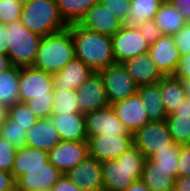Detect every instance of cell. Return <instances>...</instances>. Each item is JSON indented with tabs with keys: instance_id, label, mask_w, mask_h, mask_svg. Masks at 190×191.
Listing matches in <instances>:
<instances>
[{
	"instance_id": "cell-4",
	"label": "cell",
	"mask_w": 190,
	"mask_h": 191,
	"mask_svg": "<svg viewBox=\"0 0 190 191\" xmlns=\"http://www.w3.org/2000/svg\"><path fill=\"white\" fill-rule=\"evenodd\" d=\"M75 57V46L70 30L42 37L33 67L55 74Z\"/></svg>"
},
{
	"instance_id": "cell-28",
	"label": "cell",
	"mask_w": 190,
	"mask_h": 191,
	"mask_svg": "<svg viewBox=\"0 0 190 191\" xmlns=\"http://www.w3.org/2000/svg\"><path fill=\"white\" fill-rule=\"evenodd\" d=\"M19 78V66L11 65L0 73V105L9 108L20 101Z\"/></svg>"
},
{
	"instance_id": "cell-26",
	"label": "cell",
	"mask_w": 190,
	"mask_h": 191,
	"mask_svg": "<svg viewBox=\"0 0 190 191\" xmlns=\"http://www.w3.org/2000/svg\"><path fill=\"white\" fill-rule=\"evenodd\" d=\"M164 0H131L129 15L123 26L131 30H139L147 20H153Z\"/></svg>"
},
{
	"instance_id": "cell-35",
	"label": "cell",
	"mask_w": 190,
	"mask_h": 191,
	"mask_svg": "<svg viewBox=\"0 0 190 191\" xmlns=\"http://www.w3.org/2000/svg\"><path fill=\"white\" fill-rule=\"evenodd\" d=\"M180 151L181 145L173 142L169 145V149H163L155 152L150 159L158 162L159 167H165L166 169H178Z\"/></svg>"
},
{
	"instance_id": "cell-22",
	"label": "cell",
	"mask_w": 190,
	"mask_h": 191,
	"mask_svg": "<svg viewBox=\"0 0 190 191\" xmlns=\"http://www.w3.org/2000/svg\"><path fill=\"white\" fill-rule=\"evenodd\" d=\"M59 137L63 141H87L85 116L74 112L50 117Z\"/></svg>"
},
{
	"instance_id": "cell-34",
	"label": "cell",
	"mask_w": 190,
	"mask_h": 191,
	"mask_svg": "<svg viewBox=\"0 0 190 191\" xmlns=\"http://www.w3.org/2000/svg\"><path fill=\"white\" fill-rule=\"evenodd\" d=\"M8 117L17 122V125L29 130L39 119L35 113L27 107L25 102H17L8 108Z\"/></svg>"
},
{
	"instance_id": "cell-7",
	"label": "cell",
	"mask_w": 190,
	"mask_h": 191,
	"mask_svg": "<svg viewBox=\"0 0 190 191\" xmlns=\"http://www.w3.org/2000/svg\"><path fill=\"white\" fill-rule=\"evenodd\" d=\"M109 105L137 93L138 86L122 63H114L99 71Z\"/></svg>"
},
{
	"instance_id": "cell-17",
	"label": "cell",
	"mask_w": 190,
	"mask_h": 191,
	"mask_svg": "<svg viewBox=\"0 0 190 191\" xmlns=\"http://www.w3.org/2000/svg\"><path fill=\"white\" fill-rule=\"evenodd\" d=\"M63 176L49 161L43 168L26 171V174L16 180V191H39L52 189L57 181Z\"/></svg>"
},
{
	"instance_id": "cell-47",
	"label": "cell",
	"mask_w": 190,
	"mask_h": 191,
	"mask_svg": "<svg viewBox=\"0 0 190 191\" xmlns=\"http://www.w3.org/2000/svg\"><path fill=\"white\" fill-rule=\"evenodd\" d=\"M174 191H190V176L177 177Z\"/></svg>"
},
{
	"instance_id": "cell-2",
	"label": "cell",
	"mask_w": 190,
	"mask_h": 191,
	"mask_svg": "<svg viewBox=\"0 0 190 191\" xmlns=\"http://www.w3.org/2000/svg\"><path fill=\"white\" fill-rule=\"evenodd\" d=\"M68 29L73 38L75 57L86 63L94 72L116 63L111 36L90 31L79 23L68 25Z\"/></svg>"
},
{
	"instance_id": "cell-15",
	"label": "cell",
	"mask_w": 190,
	"mask_h": 191,
	"mask_svg": "<svg viewBox=\"0 0 190 191\" xmlns=\"http://www.w3.org/2000/svg\"><path fill=\"white\" fill-rule=\"evenodd\" d=\"M148 53L164 77L174 74L180 54L174 44L173 35H162L153 44H150Z\"/></svg>"
},
{
	"instance_id": "cell-8",
	"label": "cell",
	"mask_w": 190,
	"mask_h": 191,
	"mask_svg": "<svg viewBox=\"0 0 190 191\" xmlns=\"http://www.w3.org/2000/svg\"><path fill=\"white\" fill-rule=\"evenodd\" d=\"M134 145L149 159L155 152L169 149L174 141L165 121H150L133 134Z\"/></svg>"
},
{
	"instance_id": "cell-51",
	"label": "cell",
	"mask_w": 190,
	"mask_h": 191,
	"mask_svg": "<svg viewBox=\"0 0 190 191\" xmlns=\"http://www.w3.org/2000/svg\"><path fill=\"white\" fill-rule=\"evenodd\" d=\"M8 119V108L0 105V125Z\"/></svg>"
},
{
	"instance_id": "cell-18",
	"label": "cell",
	"mask_w": 190,
	"mask_h": 191,
	"mask_svg": "<svg viewBox=\"0 0 190 191\" xmlns=\"http://www.w3.org/2000/svg\"><path fill=\"white\" fill-rule=\"evenodd\" d=\"M79 24L90 31L111 37L123 26V23L115 17L114 13L100 2L89 9Z\"/></svg>"
},
{
	"instance_id": "cell-38",
	"label": "cell",
	"mask_w": 190,
	"mask_h": 191,
	"mask_svg": "<svg viewBox=\"0 0 190 191\" xmlns=\"http://www.w3.org/2000/svg\"><path fill=\"white\" fill-rule=\"evenodd\" d=\"M99 2L114 13L115 17L122 23L129 15L131 0H99Z\"/></svg>"
},
{
	"instance_id": "cell-16",
	"label": "cell",
	"mask_w": 190,
	"mask_h": 191,
	"mask_svg": "<svg viewBox=\"0 0 190 191\" xmlns=\"http://www.w3.org/2000/svg\"><path fill=\"white\" fill-rule=\"evenodd\" d=\"M111 106L115 110L117 117L132 134L150 122L144 103L138 93Z\"/></svg>"
},
{
	"instance_id": "cell-24",
	"label": "cell",
	"mask_w": 190,
	"mask_h": 191,
	"mask_svg": "<svg viewBox=\"0 0 190 191\" xmlns=\"http://www.w3.org/2000/svg\"><path fill=\"white\" fill-rule=\"evenodd\" d=\"M48 161L47 151L24 146L16 152L11 173L16 181L20 176L26 174V171L45 167Z\"/></svg>"
},
{
	"instance_id": "cell-29",
	"label": "cell",
	"mask_w": 190,
	"mask_h": 191,
	"mask_svg": "<svg viewBox=\"0 0 190 191\" xmlns=\"http://www.w3.org/2000/svg\"><path fill=\"white\" fill-rule=\"evenodd\" d=\"M160 91L167 115L172 114L179 104L186 99L182 81L173 76L164 77L160 81Z\"/></svg>"
},
{
	"instance_id": "cell-32",
	"label": "cell",
	"mask_w": 190,
	"mask_h": 191,
	"mask_svg": "<svg viewBox=\"0 0 190 191\" xmlns=\"http://www.w3.org/2000/svg\"><path fill=\"white\" fill-rule=\"evenodd\" d=\"M165 122L175 143L190 145V115H168Z\"/></svg>"
},
{
	"instance_id": "cell-13",
	"label": "cell",
	"mask_w": 190,
	"mask_h": 191,
	"mask_svg": "<svg viewBox=\"0 0 190 191\" xmlns=\"http://www.w3.org/2000/svg\"><path fill=\"white\" fill-rule=\"evenodd\" d=\"M65 175L83 191H104L101 162L93 156L87 155Z\"/></svg>"
},
{
	"instance_id": "cell-43",
	"label": "cell",
	"mask_w": 190,
	"mask_h": 191,
	"mask_svg": "<svg viewBox=\"0 0 190 191\" xmlns=\"http://www.w3.org/2000/svg\"><path fill=\"white\" fill-rule=\"evenodd\" d=\"M0 191H16V181L12 173L0 170Z\"/></svg>"
},
{
	"instance_id": "cell-10",
	"label": "cell",
	"mask_w": 190,
	"mask_h": 191,
	"mask_svg": "<svg viewBox=\"0 0 190 191\" xmlns=\"http://www.w3.org/2000/svg\"><path fill=\"white\" fill-rule=\"evenodd\" d=\"M87 137L101 134L133 135L117 117L111 105L84 114Z\"/></svg>"
},
{
	"instance_id": "cell-50",
	"label": "cell",
	"mask_w": 190,
	"mask_h": 191,
	"mask_svg": "<svg viewBox=\"0 0 190 191\" xmlns=\"http://www.w3.org/2000/svg\"><path fill=\"white\" fill-rule=\"evenodd\" d=\"M10 66L11 63L9 61L8 55L0 53V73L7 70Z\"/></svg>"
},
{
	"instance_id": "cell-39",
	"label": "cell",
	"mask_w": 190,
	"mask_h": 191,
	"mask_svg": "<svg viewBox=\"0 0 190 191\" xmlns=\"http://www.w3.org/2000/svg\"><path fill=\"white\" fill-rule=\"evenodd\" d=\"M173 39L180 56L190 53V22H187L185 27L174 34Z\"/></svg>"
},
{
	"instance_id": "cell-23",
	"label": "cell",
	"mask_w": 190,
	"mask_h": 191,
	"mask_svg": "<svg viewBox=\"0 0 190 191\" xmlns=\"http://www.w3.org/2000/svg\"><path fill=\"white\" fill-rule=\"evenodd\" d=\"M61 141L52 120L38 119L26 133V146L50 151Z\"/></svg>"
},
{
	"instance_id": "cell-52",
	"label": "cell",
	"mask_w": 190,
	"mask_h": 191,
	"mask_svg": "<svg viewBox=\"0 0 190 191\" xmlns=\"http://www.w3.org/2000/svg\"><path fill=\"white\" fill-rule=\"evenodd\" d=\"M182 84L186 93V98L190 102V79L183 80Z\"/></svg>"
},
{
	"instance_id": "cell-49",
	"label": "cell",
	"mask_w": 190,
	"mask_h": 191,
	"mask_svg": "<svg viewBox=\"0 0 190 191\" xmlns=\"http://www.w3.org/2000/svg\"><path fill=\"white\" fill-rule=\"evenodd\" d=\"M125 191H150V189L144 184L143 180H135Z\"/></svg>"
},
{
	"instance_id": "cell-21",
	"label": "cell",
	"mask_w": 190,
	"mask_h": 191,
	"mask_svg": "<svg viewBox=\"0 0 190 191\" xmlns=\"http://www.w3.org/2000/svg\"><path fill=\"white\" fill-rule=\"evenodd\" d=\"M178 169L159 167L150 158L145 160L141 179L150 191H174Z\"/></svg>"
},
{
	"instance_id": "cell-40",
	"label": "cell",
	"mask_w": 190,
	"mask_h": 191,
	"mask_svg": "<svg viewBox=\"0 0 190 191\" xmlns=\"http://www.w3.org/2000/svg\"><path fill=\"white\" fill-rule=\"evenodd\" d=\"M141 36L149 43L153 44L163 34L156 26L154 20L145 21L139 28Z\"/></svg>"
},
{
	"instance_id": "cell-45",
	"label": "cell",
	"mask_w": 190,
	"mask_h": 191,
	"mask_svg": "<svg viewBox=\"0 0 190 191\" xmlns=\"http://www.w3.org/2000/svg\"><path fill=\"white\" fill-rule=\"evenodd\" d=\"M174 9L178 10L183 17L190 22V0H168Z\"/></svg>"
},
{
	"instance_id": "cell-46",
	"label": "cell",
	"mask_w": 190,
	"mask_h": 191,
	"mask_svg": "<svg viewBox=\"0 0 190 191\" xmlns=\"http://www.w3.org/2000/svg\"><path fill=\"white\" fill-rule=\"evenodd\" d=\"M9 31L6 24L0 23V53L7 54Z\"/></svg>"
},
{
	"instance_id": "cell-5",
	"label": "cell",
	"mask_w": 190,
	"mask_h": 191,
	"mask_svg": "<svg viewBox=\"0 0 190 191\" xmlns=\"http://www.w3.org/2000/svg\"><path fill=\"white\" fill-rule=\"evenodd\" d=\"M20 20L28 30L42 37L68 28L56 0H24Z\"/></svg>"
},
{
	"instance_id": "cell-31",
	"label": "cell",
	"mask_w": 190,
	"mask_h": 191,
	"mask_svg": "<svg viewBox=\"0 0 190 191\" xmlns=\"http://www.w3.org/2000/svg\"><path fill=\"white\" fill-rule=\"evenodd\" d=\"M53 110L52 115H63L80 112L76 90L53 89Z\"/></svg>"
},
{
	"instance_id": "cell-33",
	"label": "cell",
	"mask_w": 190,
	"mask_h": 191,
	"mask_svg": "<svg viewBox=\"0 0 190 191\" xmlns=\"http://www.w3.org/2000/svg\"><path fill=\"white\" fill-rule=\"evenodd\" d=\"M26 133L25 128L17 125V122L9 117L0 125V137L12 143L18 149L26 146Z\"/></svg>"
},
{
	"instance_id": "cell-27",
	"label": "cell",
	"mask_w": 190,
	"mask_h": 191,
	"mask_svg": "<svg viewBox=\"0 0 190 191\" xmlns=\"http://www.w3.org/2000/svg\"><path fill=\"white\" fill-rule=\"evenodd\" d=\"M154 22L163 35H174L186 26L187 20L183 15L164 0L154 16Z\"/></svg>"
},
{
	"instance_id": "cell-48",
	"label": "cell",
	"mask_w": 190,
	"mask_h": 191,
	"mask_svg": "<svg viewBox=\"0 0 190 191\" xmlns=\"http://www.w3.org/2000/svg\"><path fill=\"white\" fill-rule=\"evenodd\" d=\"M169 115H190V102L187 98Z\"/></svg>"
},
{
	"instance_id": "cell-6",
	"label": "cell",
	"mask_w": 190,
	"mask_h": 191,
	"mask_svg": "<svg viewBox=\"0 0 190 191\" xmlns=\"http://www.w3.org/2000/svg\"><path fill=\"white\" fill-rule=\"evenodd\" d=\"M9 31L7 55L11 65L32 66L42 36L28 30L20 19L7 23Z\"/></svg>"
},
{
	"instance_id": "cell-41",
	"label": "cell",
	"mask_w": 190,
	"mask_h": 191,
	"mask_svg": "<svg viewBox=\"0 0 190 191\" xmlns=\"http://www.w3.org/2000/svg\"><path fill=\"white\" fill-rule=\"evenodd\" d=\"M177 177L190 176V145H181Z\"/></svg>"
},
{
	"instance_id": "cell-12",
	"label": "cell",
	"mask_w": 190,
	"mask_h": 191,
	"mask_svg": "<svg viewBox=\"0 0 190 191\" xmlns=\"http://www.w3.org/2000/svg\"><path fill=\"white\" fill-rule=\"evenodd\" d=\"M87 155H89L87 141L61 140L48 151L49 162L63 174L75 168Z\"/></svg>"
},
{
	"instance_id": "cell-36",
	"label": "cell",
	"mask_w": 190,
	"mask_h": 191,
	"mask_svg": "<svg viewBox=\"0 0 190 191\" xmlns=\"http://www.w3.org/2000/svg\"><path fill=\"white\" fill-rule=\"evenodd\" d=\"M24 0H0V23L7 24L20 19Z\"/></svg>"
},
{
	"instance_id": "cell-14",
	"label": "cell",
	"mask_w": 190,
	"mask_h": 191,
	"mask_svg": "<svg viewBox=\"0 0 190 191\" xmlns=\"http://www.w3.org/2000/svg\"><path fill=\"white\" fill-rule=\"evenodd\" d=\"M80 113L86 114L109 105L99 72H94L76 90Z\"/></svg>"
},
{
	"instance_id": "cell-19",
	"label": "cell",
	"mask_w": 190,
	"mask_h": 191,
	"mask_svg": "<svg viewBox=\"0 0 190 191\" xmlns=\"http://www.w3.org/2000/svg\"><path fill=\"white\" fill-rule=\"evenodd\" d=\"M122 64L126 67L129 75L133 78L138 87L156 84L164 78L148 52L128 59Z\"/></svg>"
},
{
	"instance_id": "cell-30",
	"label": "cell",
	"mask_w": 190,
	"mask_h": 191,
	"mask_svg": "<svg viewBox=\"0 0 190 191\" xmlns=\"http://www.w3.org/2000/svg\"><path fill=\"white\" fill-rule=\"evenodd\" d=\"M59 14L68 24L79 23L99 0H56Z\"/></svg>"
},
{
	"instance_id": "cell-37",
	"label": "cell",
	"mask_w": 190,
	"mask_h": 191,
	"mask_svg": "<svg viewBox=\"0 0 190 191\" xmlns=\"http://www.w3.org/2000/svg\"><path fill=\"white\" fill-rule=\"evenodd\" d=\"M18 148L0 137V170L11 173Z\"/></svg>"
},
{
	"instance_id": "cell-53",
	"label": "cell",
	"mask_w": 190,
	"mask_h": 191,
	"mask_svg": "<svg viewBox=\"0 0 190 191\" xmlns=\"http://www.w3.org/2000/svg\"><path fill=\"white\" fill-rule=\"evenodd\" d=\"M39 191H53V189L39 190Z\"/></svg>"
},
{
	"instance_id": "cell-20",
	"label": "cell",
	"mask_w": 190,
	"mask_h": 191,
	"mask_svg": "<svg viewBox=\"0 0 190 191\" xmlns=\"http://www.w3.org/2000/svg\"><path fill=\"white\" fill-rule=\"evenodd\" d=\"M93 73L86 63L74 57L61 71L53 74L54 88L77 90Z\"/></svg>"
},
{
	"instance_id": "cell-44",
	"label": "cell",
	"mask_w": 190,
	"mask_h": 191,
	"mask_svg": "<svg viewBox=\"0 0 190 191\" xmlns=\"http://www.w3.org/2000/svg\"><path fill=\"white\" fill-rule=\"evenodd\" d=\"M53 191H83L79 186L70 181L65 174L53 186Z\"/></svg>"
},
{
	"instance_id": "cell-1",
	"label": "cell",
	"mask_w": 190,
	"mask_h": 191,
	"mask_svg": "<svg viewBox=\"0 0 190 191\" xmlns=\"http://www.w3.org/2000/svg\"><path fill=\"white\" fill-rule=\"evenodd\" d=\"M53 89V74L33 66L20 67V102H25L39 119L52 116Z\"/></svg>"
},
{
	"instance_id": "cell-3",
	"label": "cell",
	"mask_w": 190,
	"mask_h": 191,
	"mask_svg": "<svg viewBox=\"0 0 190 191\" xmlns=\"http://www.w3.org/2000/svg\"><path fill=\"white\" fill-rule=\"evenodd\" d=\"M146 158L135 146H131L118 159L101 163L104 191H125L140 179Z\"/></svg>"
},
{
	"instance_id": "cell-42",
	"label": "cell",
	"mask_w": 190,
	"mask_h": 191,
	"mask_svg": "<svg viewBox=\"0 0 190 191\" xmlns=\"http://www.w3.org/2000/svg\"><path fill=\"white\" fill-rule=\"evenodd\" d=\"M172 76L181 81L190 79V53L180 56L177 68Z\"/></svg>"
},
{
	"instance_id": "cell-11",
	"label": "cell",
	"mask_w": 190,
	"mask_h": 191,
	"mask_svg": "<svg viewBox=\"0 0 190 191\" xmlns=\"http://www.w3.org/2000/svg\"><path fill=\"white\" fill-rule=\"evenodd\" d=\"M111 41L116 63H123L146 53L150 46L139 30H131L124 26L111 37Z\"/></svg>"
},
{
	"instance_id": "cell-9",
	"label": "cell",
	"mask_w": 190,
	"mask_h": 191,
	"mask_svg": "<svg viewBox=\"0 0 190 191\" xmlns=\"http://www.w3.org/2000/svg\"><path fill=\"white\" fill-rule=\"evenodd\" d=\"M88 154L98 161L118 159L134 145L133 135L101 134L87 139Z\"/></svg>"
},
{
	"instance_id": "cell-25",
	"label": "cell",
	"mask_w": 190,
	"mask_h": 191,
	"mask_svg": "<svg viewBox=\"0 0 190 191\" xmlns=\"http://www.w3.org/2000/svg\"><path fill=\"white\" fill-rule=\"evenodd\" d=\"M137 93L144 103L149 121H165L168 115L162 102L160 82L156 84L139 86Z\"/></svg>"
}]
</instances>
